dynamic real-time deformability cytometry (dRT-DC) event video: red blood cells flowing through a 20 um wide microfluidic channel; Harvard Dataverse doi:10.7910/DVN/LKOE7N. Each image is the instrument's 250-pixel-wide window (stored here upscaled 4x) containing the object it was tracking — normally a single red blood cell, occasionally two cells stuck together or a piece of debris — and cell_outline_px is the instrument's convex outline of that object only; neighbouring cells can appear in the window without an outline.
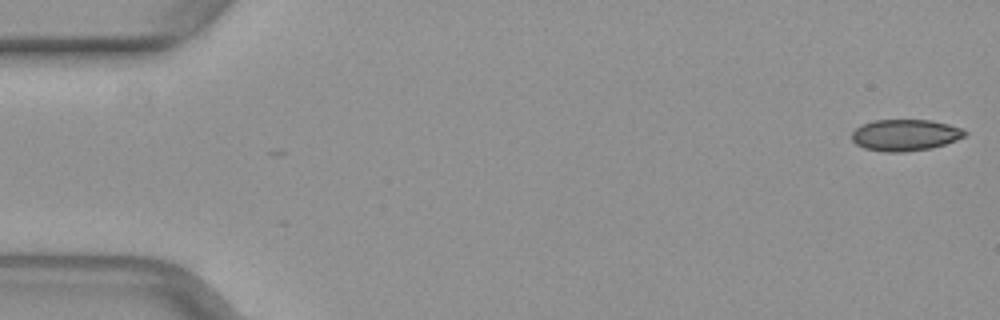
{"species": "common noctule bat (a hibernating species)", "species_latin": "Nyctalus noctula", "temperature_condition": "warm", "stored_images_in_passage": 47, "camera_frame_rate_fps": 3000, "um_per_image_px": 0.085, "animal": {"sex": "female", "body_mass_g": 29.2, "forearm_length_mm": 56.3}, "frame": {"image": 1, "passage_image": 1, "time_ms": 0.0, "image_size_px": [1000, 320], "cell_outline_px": [[968, 132], [964, 136], [956, 140], [932, 148], [904, 152], [888, 152], [864, 148], [856, 144], [852, 140], [852, 132], [860, 124], [872, 120], [932, 120], [964, 128]], "centroid_in_image_um": [76.94, 11.47], "position_along_channel_um": 8.1, "area_um2": 20.87}}
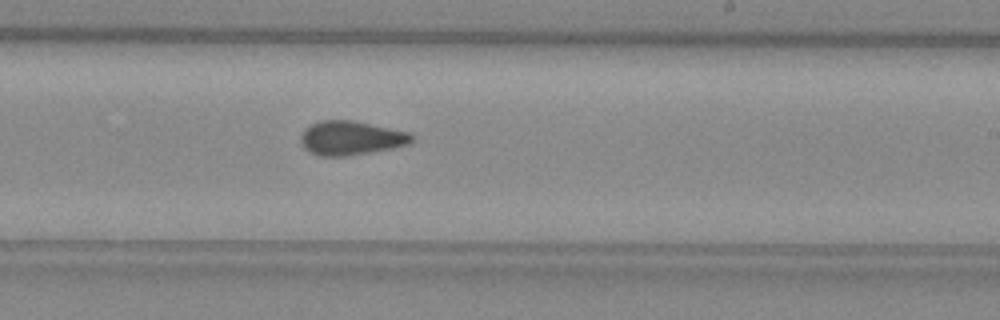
{"frame": {"image": 2, "passage_image": 30, "time_ms": 9.667, "image_size_px": [1000, 320], "cell_outline_px": [[412, 140], [408, 144], [392, 148], [344, 156], [320, 156], [308, 152], [300, 144], [300, 136], [304, 128], [320, 120], [352, 120], [408, 132], [412, 136]], "centroid_in_image_um": [29.75, 11.73], "position_along_channel_um": 259.3, "area_um2": 21.91}}
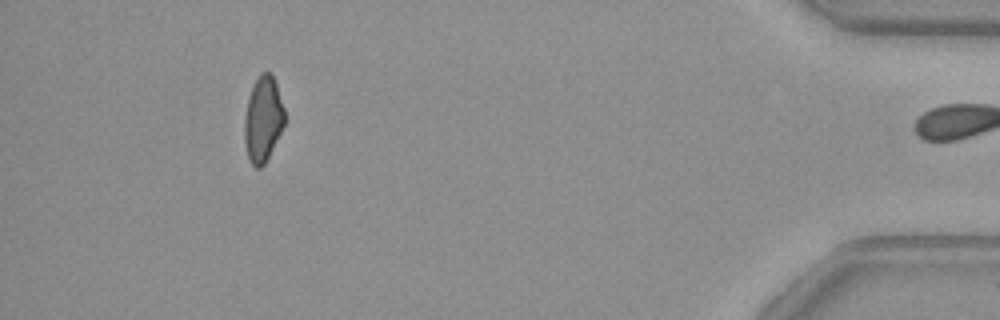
{"frame": {"image": 3, "passage_image": 46, "time_ms": 15.0, "image_size_px": [1000, 320], "cell_outline_px": [[284, 124], [264, 164], [260, 168], [256, 168], [248, 160], [244, 144], [244, 116], [248, 96], [252, 84], [260, 72], [272, 72], [284, 108]], "centroid_in_image_um": [22.32, 10.09], "position_along_channel_um": 412.9, "area_um2": 20.11}}